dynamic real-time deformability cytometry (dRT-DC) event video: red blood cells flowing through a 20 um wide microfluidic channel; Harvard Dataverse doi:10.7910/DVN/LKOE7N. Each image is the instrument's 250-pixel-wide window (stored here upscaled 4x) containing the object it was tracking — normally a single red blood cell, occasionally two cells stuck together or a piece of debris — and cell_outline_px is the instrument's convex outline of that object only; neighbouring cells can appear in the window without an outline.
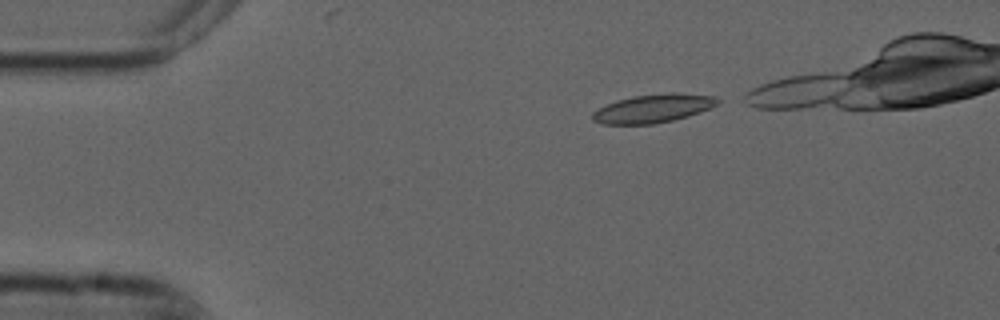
{"species": "common noctule bat (a hibernating species)", "species_latin": "Nyctalus noctula", "temperature_condition": "cold", "stored_images_in_passage": 2, "camera_frame_rate_fps": 3000, "um_per_image_px": 0.085, "animal": {"sex": "male", "forearm_length_mm": 52.5}, "frame": {"image": 1, "passage_image": 1, "time_ms": 0.0, "image_size_px": [1000, 320], "cell_outline_px": [[720, 104], [688, 116], [672, 120], [652, 124], [604, 124], [592, 120], [592, 112], [616, 100], [636, 96], [668, 92], [676, 92], [712, 96], [720, 100]], "centroid_in_image_um": [55.53, 9.21], "position_along_channel_um": 29.5, "area_um2": 20.58}}